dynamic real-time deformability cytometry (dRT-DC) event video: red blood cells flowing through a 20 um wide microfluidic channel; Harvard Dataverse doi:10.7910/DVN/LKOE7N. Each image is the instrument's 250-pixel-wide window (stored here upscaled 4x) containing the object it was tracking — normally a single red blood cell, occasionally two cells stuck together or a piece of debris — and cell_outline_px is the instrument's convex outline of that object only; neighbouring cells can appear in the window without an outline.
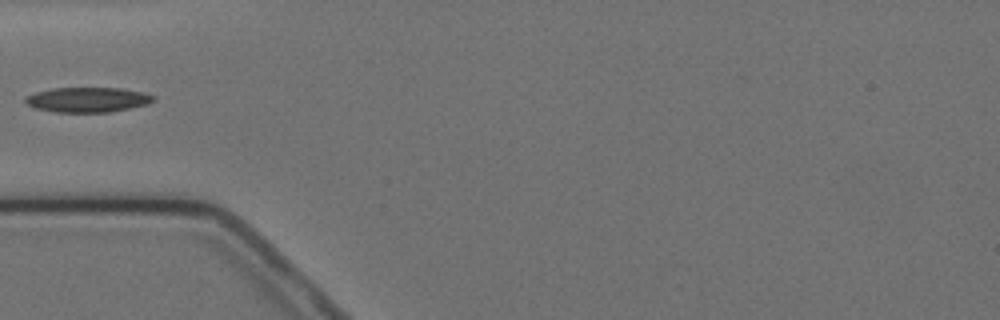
{"species": "Egyptian fruit bat (a non-hibernating species)", "species_latin": "Rousettus aegyptiacus", "temperature_condition": "cold", "stored_images_in_passage": 1, "camera_frame_rate_fps": 3000, "um_per_image_px": 0.085, "animal": {"sex": "female"}, "frame": {"image": 1, "passage_image": 1, "time_ms": 0.0, "image_size_px": [1000, 320], "cell_outline_px": [[156, 100], [148, 104], [108, 112], [56, 112], [36, 108], [28, 104], [24, 100], [28, 96], [36, 92], [52, 88], [120, 88], [140, 92], [156, 96]], "centroid_in_image_um": [7.47, 8.47], "position_along_channel_um": 77.5, "area_um2": 18.38}}